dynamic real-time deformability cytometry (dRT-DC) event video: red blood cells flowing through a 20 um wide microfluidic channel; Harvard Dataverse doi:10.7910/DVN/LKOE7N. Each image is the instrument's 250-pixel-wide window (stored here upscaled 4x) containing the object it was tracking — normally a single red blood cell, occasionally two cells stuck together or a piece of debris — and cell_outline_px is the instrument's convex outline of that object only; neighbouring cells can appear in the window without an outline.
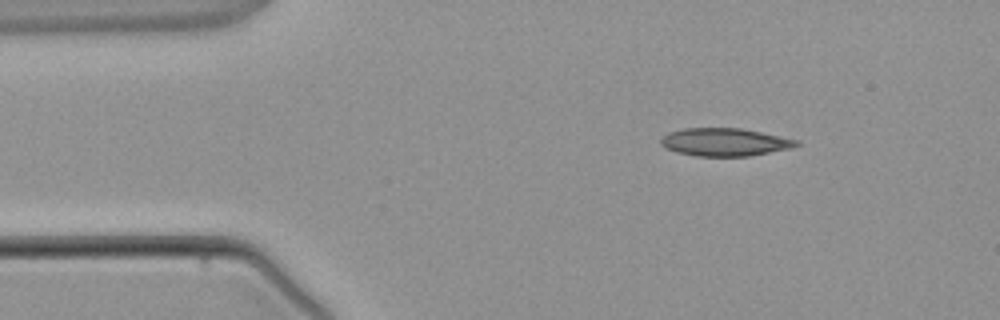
{"species": "common noctule bat (a hibernating species)", "species_latin": "Nyctalus noctula", "temperature_condition": "warm", "stored_images_in_passage": 2, "camera_frame_rate_fps": 3000, "um_per_image_px": 0.085, "animal": {"sex": "male", "body_mass_g": 21.5, "forearm_length_mm": 52.0}, "frame": {"image": 1, "passage_image": 1, "time_ms": 0.0, "image_size_px": [1000, 320], "cell_outline_px": [[800, 144], [788, 148], [748, 156], [696, 156], [676, 152], [660, 144], [660, 140], [668, 132], [684, 128], [740, 128], [800, 140]], "centroid_in_image_um": [61.58, 12.07], "position_along_channel_um": 23.4, "area_um2": 21.79}}